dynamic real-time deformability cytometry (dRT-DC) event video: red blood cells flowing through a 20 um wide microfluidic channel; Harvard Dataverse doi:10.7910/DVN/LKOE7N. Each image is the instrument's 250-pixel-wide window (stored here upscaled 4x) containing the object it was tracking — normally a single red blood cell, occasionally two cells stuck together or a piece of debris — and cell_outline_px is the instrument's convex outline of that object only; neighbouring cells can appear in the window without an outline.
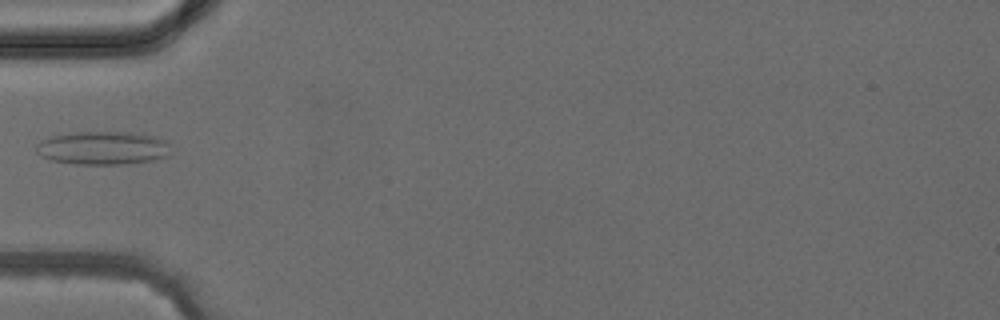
{"species": "common noctule bat (a hibernating species)", "species_latin": "Nyctalus noctula", "temperature_condition": "cold", "stored_images_in_passage": 3, "camera_frame_rate_fps": 3000, "um_per_image_px": 0.085, "animal": {"sex": "female", "body_mass_g": 24.6, "forearm_length_mm": 56.2}, "frame": {"image": 1, "passage_image": 3, "time_ms": 3.333, "image_size_px": [1000, 320], "cell_outline_px": [[172, 152], [168, 156], [152, 160], [120, 164], [76, 164], [52, 160], [40, 156], [36, 152], [36, 144], [40, 140], [52, 136], [76, 132], [132, 132], [160, 136], [168, 144]], "centroid_in_image_um": [8.76, 12.57], "position_along_channel_um": 76.2, "area_um2": 26.36}}